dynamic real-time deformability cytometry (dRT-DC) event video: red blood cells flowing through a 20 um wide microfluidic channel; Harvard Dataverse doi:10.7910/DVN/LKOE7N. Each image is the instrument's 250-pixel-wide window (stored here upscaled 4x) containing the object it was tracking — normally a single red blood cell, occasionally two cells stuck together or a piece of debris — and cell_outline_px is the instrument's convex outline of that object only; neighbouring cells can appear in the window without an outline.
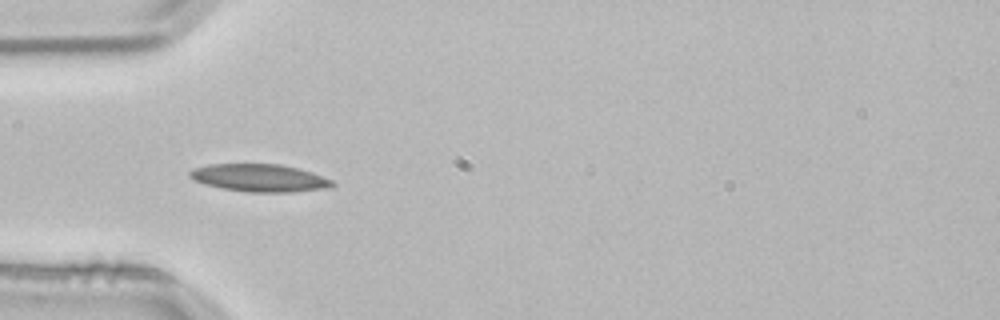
{"species": "common noctule bat (a hibernating species)", "species_latin": "Nyctalus noctula", "temperature_condition": "room temperature", "stored_images_in_passage": 3, "camera_frame_rate_fps": 3000, "um_per_image_px": 0.085, "animal": {"sex": "male", "body_mass_g": 21.5, "forearm_length_mm": 52.0}, "frame": {"image": 1, "passage_image": 2, "time_ms": 0.333, "image_size_px": [1000, 320], "cell_outline_px": [[336, 184], [332, 188], [292, 192], [248, 192], [220, 188], [204, 184], [188, 176], [188, 172], [196, 168], [212, 164], [280, 164], [312, 172], [332, 180]], "centroid_in_image_um": [22.1, 15.13], "position_along_channel_um": 62.9, "area_um2": 22.95}}